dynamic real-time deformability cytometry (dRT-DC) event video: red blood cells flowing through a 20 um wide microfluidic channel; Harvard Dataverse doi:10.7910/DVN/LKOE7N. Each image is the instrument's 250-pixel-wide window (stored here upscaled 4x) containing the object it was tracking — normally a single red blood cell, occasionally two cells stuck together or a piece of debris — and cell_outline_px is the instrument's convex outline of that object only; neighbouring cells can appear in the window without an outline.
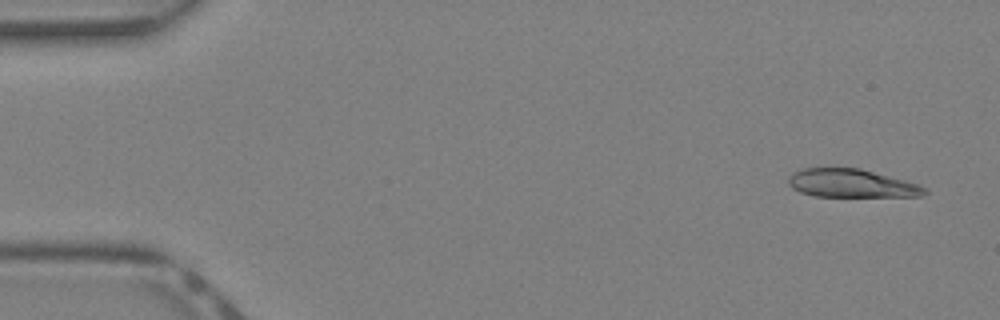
{"species": "Egyptian fruit bat (a non-hibernating species)", "species_latin": "Rousettus aegyptiacus", "temperature_condition": "warm", "stored_images_in_passage": 40, "camera_frame_rate_fps": 3000, "um_per_image_px": 0.085, "animal": {"sex": "female"}, "frame": {"image": 1, "passage_image": 2, "time_ms": 0.333, "image_size_px": [1000, 320], "cell_outline_px": [[928, 192], [920, 196], [812, 196], [800, 192], [792, 188], [788, 184], [788, 176], [792, 172], [804, 168], [860, 168], [920, 184], [928, 188]], "centroid_in_image_um": [72.37, 15.58], "position_along_channel_um": 12.6, "area_um2": 22.54}}
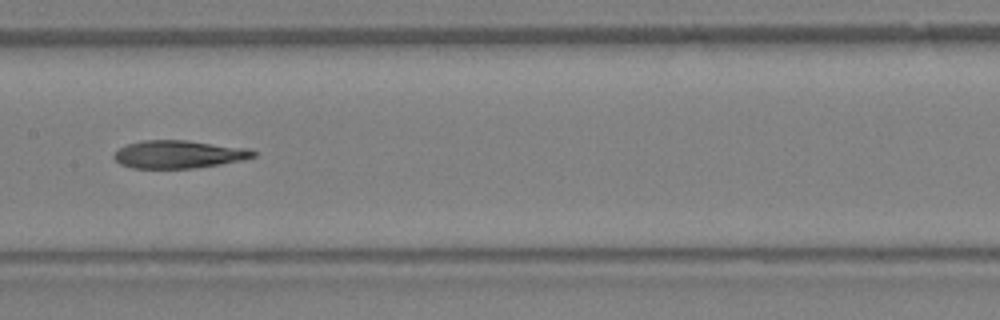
{"frame": {"image": 2, "passage_image": 20, "time_ms": 6.333, "image_size_px": [1000, 320], "cell_outline_px": [[256, 156], [244, 160], [220, 164], [192, 168], [132, 168], [120, 164], [112, 156], [120, 148], [128, 144], [144, 140], [188, 140], [248, 148], [256, 152]], "centroid_in_image_um": [15.21, 13.11], "position_along_channel_um": 192.2, "area_um2": 22.6}}
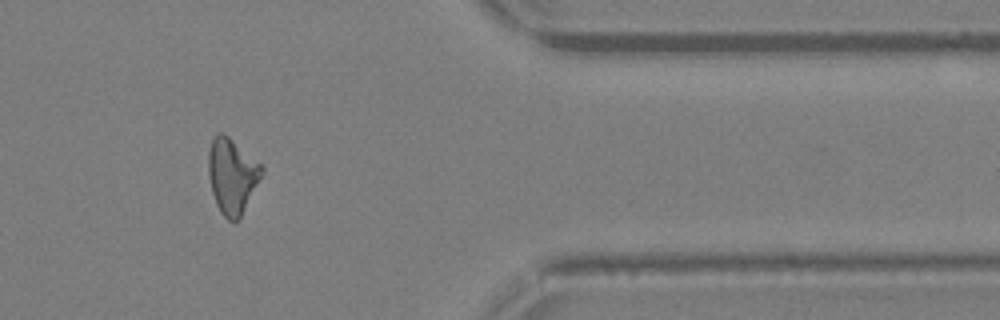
{"frame": {"image": 3, "passage_image": 33, "time_ms": 10.667, "image_size_px": [1000, 320], "cell_outline_px": [[264, 172], [240, 216], [236, 220], [228, 220], [220, 212], [216, 204], [212, 192], [208, 176], [208, 152], [212, 140], [216, 132], [224, 132], [260, 164], [264, 168]], "centroid_in_image_um": [19.7, 14.91], "position_along_channel_um": 391.7, "area_um2": 23.12}}